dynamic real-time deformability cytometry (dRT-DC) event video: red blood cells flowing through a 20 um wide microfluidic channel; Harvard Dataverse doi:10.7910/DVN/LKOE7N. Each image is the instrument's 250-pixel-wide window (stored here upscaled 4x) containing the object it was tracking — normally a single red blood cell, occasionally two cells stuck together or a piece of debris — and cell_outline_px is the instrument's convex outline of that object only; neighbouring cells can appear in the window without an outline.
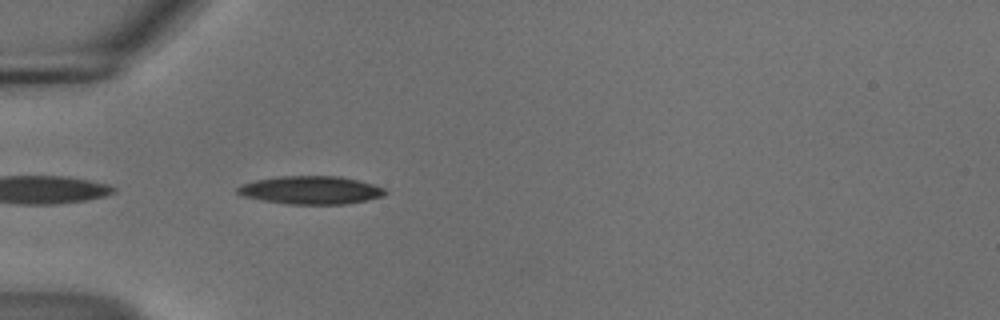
{"species": "common noctule bat (a hibernating species)", "species_latin": "Nyctalus noctula", "temperature_condition": "cold", "stored_images_in_passage": 40, "camera_frame_rate_fps": 3000, "um_per_image_px": 0.085, "animal": {"sex": "male", "body_mass_g": 18.8}, "frame": {"image": 1, "passage_image": 2, "time_ms": 0.333, "image_size_px": [1000, 320], "cell_outline_px": [[388, 192], [384, 196], [368, 200], [344, 204], [288, 204], [264, 200], [244, 196], [236, 192], [236, 188], [244, 184], [256, 180], [280, 176], [340, 176], [372, 184], [384, 188]], "centroid_in_image_um": [26.46, 16.16], "position_along_channel_um": 58.5, "area_um2": 23.99}}
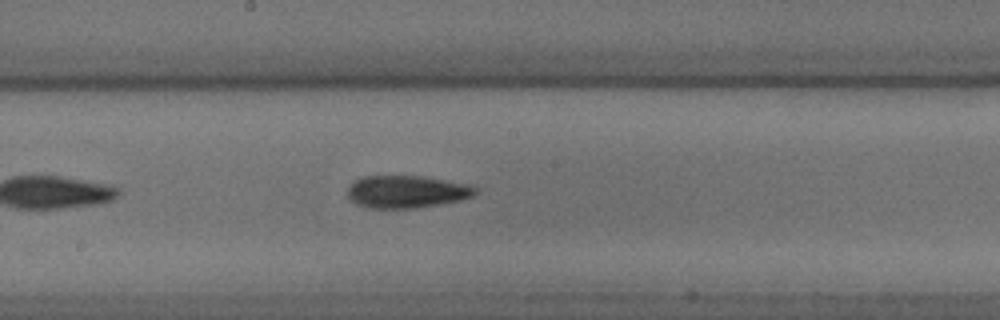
{"frame": {"image": 2, "passage_image": 15, "time_ms": 4.667, "image_size_px": [1000, 320], "cell_outline_px": [[476, 192], [472, 196], [460, 200], [416, 208], [372, 208], [356, 204], [348, 196], [348, 184], [364, 176], [424, 176], [472, 184], [476, 188]], "centroid_in_image_um": [34.58, 16.28], "position_along_channel_um": 213.6, "area_um2": 24.22}}
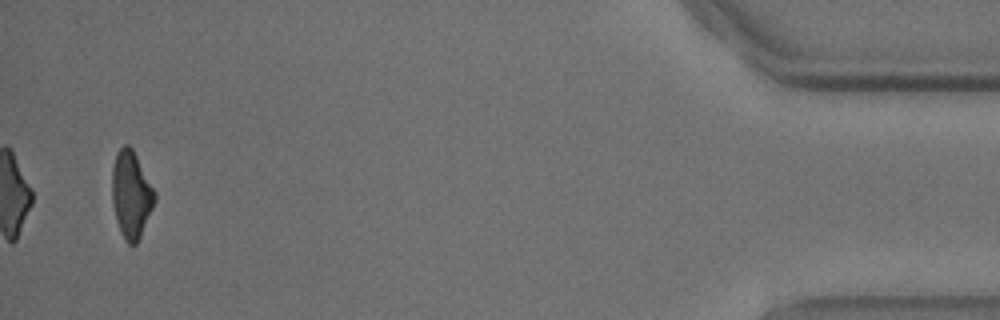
{"frame": {"image": 3, "passage_image": 38, "time_ms": 12.333, "image_size_px": [1000, 320], "cell_outline_px": [[156, 200], [140, 236], [136, 244], [128, 244], [124, 240], [120, 232], [116, 220], [112, 204], [112, 168], [116, 152], [124, 144], [128, 144], [132, 148], [156, 192]], "centroid_in_image_um": [11.14, 16.53], "position_along_channel_um": 424.1, "area_um2": 21.68}, "authors_computed_cell_mechanics": {"area_um2": 23.3223, "velocity_mm_per_s": 3.7161, "shape_relaxation_time_tau1_ms": 6.0587, "shape_relaxation_time_tau2_ms": 7.8319, "deformation_change_tau1": 0.1577, "deformation_change_tau2": 0.19}}